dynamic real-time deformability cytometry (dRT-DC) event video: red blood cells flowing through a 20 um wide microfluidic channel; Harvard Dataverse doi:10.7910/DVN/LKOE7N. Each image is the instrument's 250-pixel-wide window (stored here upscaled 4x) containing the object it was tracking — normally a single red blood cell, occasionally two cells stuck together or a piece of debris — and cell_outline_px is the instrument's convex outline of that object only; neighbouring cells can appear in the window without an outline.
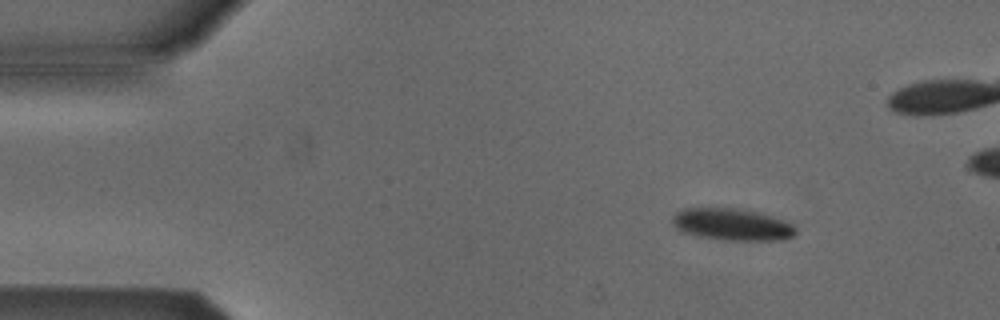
{"species": "Egyptian fruit bat (a non-hibernating species)", "species_latin": "Rousettus aegyptiacus", "temperature_condition": "cold", "stored_images_in_passage": 4, "camera_frame_rate_fps": 3000, "um_per_image_px": 0.085, "animal": {"sex": "male"}, "frame": {"image": 1, "passage_image": 1, "time_ms": 0.0, "image_size_px": [1000, 320], "cell_outline_px": [[796, 236], [784, 240], [724, 240], [696, 236], [680, 232], [672, 224], [672, 216], [676, 212], [684, 208], [732, 208], [756, 212], [784, 220], [792, 224], [796, 228]], "centroid_in_image_um": [62.2, 19.09], "position_along_channel_um": 22.8, "area_um2": 23.12}}